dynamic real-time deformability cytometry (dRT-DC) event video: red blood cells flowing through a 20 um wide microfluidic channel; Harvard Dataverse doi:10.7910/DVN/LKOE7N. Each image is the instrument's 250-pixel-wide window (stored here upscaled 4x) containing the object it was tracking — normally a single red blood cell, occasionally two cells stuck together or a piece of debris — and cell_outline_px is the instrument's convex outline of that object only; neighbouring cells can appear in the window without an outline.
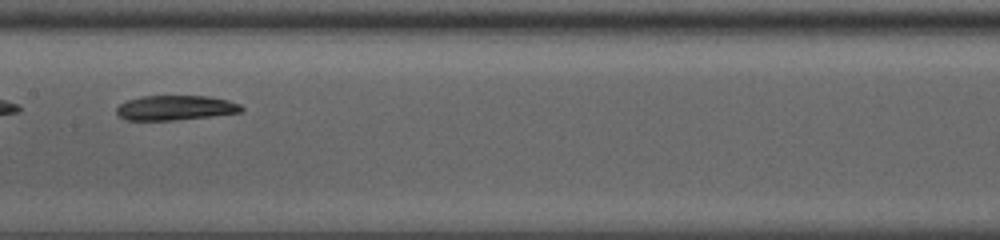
{"species": "common noctule bat (a hibernating species)", "species_latin": "Nyctalus noctula", "temperature_condition": "room temperature", "stored_images_in_passage": 31, "camera_frame_rate_fps": 3000, "um_per_image_px": 0.085, "animal": {"sex": "male", "body_mass_g": 13.0, "forearm_length_mm": 53.1}, "frame": {"image": 1, "passage_image": 10, "time_ms": 3.0, "image_size_px": [1000, 240], "cell_outline_px": [[244, 108], [240, 112], [212, 116], [172, 120], [124, 120], [116, 112], [116, 108], [120, 104], [128, 100], [144, 96], [208, 96], [228, 100], [240, 104]], "centroid_in_image_um": [14.91, 9.16], "position_along_channel_um": 192.5, "area_um2": 17.92}}
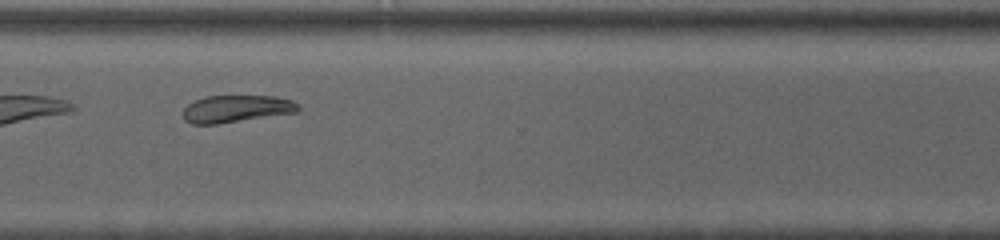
{"frame": {"image": 2, "passage_image": 22, "time_ms": 7.0, "image_size_px": [1000, 240], "cell_outline_px": [[300, 108], [296, 112], [216, 124], [192, 124], [184, 120], [184, 108], [188, 104], [204, 96], [276, 96], [292, 100], [300, 104]], "centroid_in_image_um": [20.09, 9.24], "position_along_channel_um": 350.5, "area_um2": 18.15}, "authors_computed_cell_mechanics": {"area_um2": 18.4382, "velocity_mm_per_s": 3.9645, "shape_relaxation_time_tau1_ms": 8.7641, "shape_relaxation_time_tau2_ms": null, "deformation_change_tau1": 0.1592, "deformation_change_tau2": null}}